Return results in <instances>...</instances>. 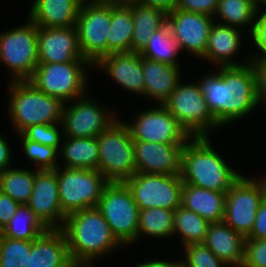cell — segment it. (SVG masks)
I'll use <instances>...</instances> for the list:
<instances>
[{
	"instance_id": "cell-24",
	"label": "cell",
	"mask_w": 266,
	"mask_h": 267,
	"mask_svg": "<svg viewBox=\"0 0 266 267\" xmlns=\"http://www.w3.org/2000/svg\"><path fill=\"white\" fill-rule=\"evenodd\" d=\"M144 97L163 104L181 82L180 68L142 57ZM181 75V76H180Z\"/></svg>"
},
{
	"instance_id": "cell-39",
	"label": "cell",
	"mask_w": 266,
	"mask_h": 267,
	"mask_svg": "<svg viewBox=\"0 0 266 267\" xmlns=\"http://www.w3.org/2000/svg\"><path fill=\"white\" fill-rule=\"evenodd\" d=\"M61 128H63L61 123L33 125L25 129L22 134L30 141L52 146L60 151L63 139V129Z\"/></svg>"
},
{
	"instance_id": "cell-30",
	"label": "cell",
	"mask_w": 266,
	"mask_h": 267,
	"mask_svg": "<svg viewBox=\"0 0 266 267\" xmlns=\"http://www.w3.org/2000/svg\"><path fill=\"white\" fill-rule=\"evenodd\" d=\"M260 8L247 0H219L215 17H220L221 23L216 20V23L232 26L241 29L242 26L250 25L248 33H252L257 14Z\"/></svg>"
},
{
	"instance_id": "cell-3",
	"label": "cell",
	"mask_w": 266,
	"mask_h": 267,
	"mask_svg": "<svg viewBox=\"0 0 266 267\" xmlns=\"http://www.w3.org/2000/svg\"><path fill=\"white\" fill-rule=\"evenodd\" d=\"M212 147L208 136L191 137L182 149L180 176L184 184L226 193L242 174Z\"/></svg>"
},
{
	"instance_id": "cell-27",
	"label": "cell",
	"mask_w": 266,
	"mask_h": 267,
	"mask_svg": "<svg viewBox=\"0 0 266 267\" xmlns=\"http://www.w3.org/2000/svg\"><path fill=\"white\" fill-rule=\"evenodd\" d=\"M132 2L111 1V24L107 32V55L131 52L133 35Z\"/></svg>"
},
{
	"instance_id": "cell-1",
	"label": "cell",
	"mask_w": 266,
	"mask_h": 267,
	"mask_svg": "<svg viewBox=\"0 0 266 267\" xmlns=\"http://www.w3.org/2000/svg\"><path fill=\"white\" fill-rule=\"evenodd\" d=\"M199 79L209 110L217 123L224 127L244 119L258 104L255 73L251 63L219 67Z\"/></svg>"
},
{
	"instance_id": "cell-18",
	"label": "cell",
	"mask_w": 266,
	"mask_h": 267,
	"mask_svg": "<svg viewBox=\"0 0 266 267\" xmlns=\"http://www.w3.org/2000/svg\"><path fill=\"white\" fill-rule=\"evenodd\" d=\"M27 205L49 229L63 227L66 215L60 205L55 170L36 171L33 191Z\"/></svg>"
},
{
	"instance_id": "cell-25",
	"label": "cell",
	"mask_w": 266,
	"mask_h": 267,
	"mask_svg": "<svg viewBox=\"0 0 266 267\" xmlns=\"http://www.w3.org/2000/svg\"><path fill=\"white\" fill-rule=\"evenodd\" d=\"M82 2L83 0H35L28 18L40 27L75 26Z\"/></svg>"
},
{
	"instance_id": "cell-37",
	"label": "cell",
	"mask_w": 266,
	"mask_h": 267,
	"mask_svg": "<svg viewBox=\"0 0 266 267\" xmlns=\"http://www.w3.org/2000/svg\"><path fill=\"white\" fill-rule=\"evenodd\" d=\"M17 135L23 144L24 155L26 154L30 161L38 165L37 170H55L60 165L57 148L30 141L22 133Z\"/></svg>"
},
{
	"instance_id": "cell-5",
	"label": "cell",
	"mask_w": 266,
	"mask_h": 267,
	"mask_svg": "<svg viewBox=\"0 0 266 267\" xmlns=\"http://www.w3.org/2000/svg\"><path fill=\"white\" fill-rule=\"evenodd\" d=\"M98 170L108 182H125L136 173L134 141L118 118L98 137Z\"/></svg>"
},
{
	"instance_id": "cell-34",
	"label": "cell",
	"mask_w": 266,
	"mask_h": 267,
	"mask_svg": "<svg viewBox=\"0 0 266 267\" xmlns=\"http://www.w3.org/2000/svg\"><path fill=\"white\" fill-rule=\"evenodd\" d=\"M35 170L9 168L0 172V190L20 204H27L33 191Z\"/></svg>"
},
{
	"instance_id": "cell-31",
	"label": "cell",
	"mask_w": 266,
	"mask_h": 267,
	"mask_svg": "<svg viewBox=\"0 0 266 267\" xmlns=\"http://www.w3.org/2000/svg\"><path fill=\"white\" fill-rule=\"evenodd\" d=\"M49 228L27 204H20L15 215L0 232L1 236L17 240H35Z\"/></svg>"
},
{
	"instance_id": "cell-48",
	"label": "cell",
	"mask_w": 266,
	"mask_h": 267,
	"mask_svg": "<svg viewBox=\"0 0 266 267\" xmlns=\"http://www.w3.org/2000/svg\"><path fill=\"white\" fill-rule=\"evenodd\" d=\"M133 267H182L181 261H163V260H147L146 262L135 264Z\"/></svg>"
},
{
	"instance_id": "cell-45",
	"label": "cell",
	"mask_w": 266,
	"mask_h": 267,
	"mask_svg": "<svg viewBox=\"0 0 266 267\" xmlns=\"http://www.w3.org/2000/svg\"><path fill=\"white\" fill-rule=\"evenodd\" d=\"M246 238L266 239V197H264L256 213L253 228Z\"/></svg>"
},
{
	"instance_id": "cell-28",
	"label": "cell",
	"mask_w": 266,
	"mask_h": 267,
	"mask_svg": "<svg viewBox=\"0 0 266 267\" xmlns=\"http://www.w3.org/2000/svg\"><path fill=\"white\" fill-rule=\"evenodd\" d=\"M133 35L131 52L140 53L151 35L167 23V13L162 9L132 2Z\"/></svg>"
},
{
	"instance_id": "cell-17",
	"label": "cell",
	"mask_w": 266,
	"mask_h": 267,
	"mask_svg": "<svg viewBox=\"0 0 266 267\" xmlns=\"http://www.w3.org/2000/svg\"><path fill=\"white\" fill-rule=\"evenodd\" d=\"M37 45L39 63L88 62L81 53L76 26H38Z\"/></svg>"
},
{
	"instance_id": "cell-23",
	"label": "cell",
	"mask_w": 266,
	"mask_h": 267,
	"mask_svg": "<svg viewBox=\"0 0 266 267\" xmlns=\"http://www.w3.org/2000/svg\"><path fill=\"white\" fill-rule=\"evenodd\" d=\"M203 243L228 267H242L245 237L224 221L209 224Z\"/></svg>"
},
{
	"instance_id": "cell-14",
	"label": "cell",
	"mask_w": 266,
	"mask_h": 267,
	"mask_svg": "<svg viewBox=\"0 0 266 267\" xmlns=\"http://www.w3.org/2000/svg\"><path fill=\"white\" fill-rule=\"evenodd\" d=\"M88 97L84 95L73 100L72 104L65 103L61 122L65 137H98L119 118L117 113L110 112Z\"/></svg>"
},
{
	"instance_id": "cell-15",
	"label": "cell",
	"mask_w": 266,
	"mask_h": 267,
	"mask_svg": "<svg viewBox=\"0 0 266 267\" xmlns=\"http://www.w3.org/2000/svg\"><path fill=\"white\" fill-rule=\"evenodd\" d=\"M157 105L137 112L132 124L125 123L133 141L186 144L191 136L163 104Z\"/></svg>"
},
{
	"instance_id": "cell-36",
	"label": "cell",
	"mask_w": 266,
	"mask_h": 267,
	"mask_svg": "<svg viewBox=\"0 0 266 267\" xmlns=\"http://www.w3.org/2000/svg\"><path fill=\"white\" fill-rule=\"evenodd\" d=\"M32 243L0 235V267H27Z\"/></svg>"
},
{
	"instance_id": "cell-50",
	"label": "cell",
	"mask_w": 266,
	"mask_h": 267,
	"mask_svg": "<svg viewBox=\"0 0 266 267\" xmlns=\"http://www.w3.org/2000/svg\"><path fill=\"white\" fill-rule=\"evenodd\" d=\"M139 0H115L116 3L138 2Z\"/></svg>"
},
{
	"instance_id": "cell-11",
	"label": "cell",
	"mask_w": 266,
	"mask_h": 267,
	"mask_svg": "<svg viewBox=\"0 0 266 267\" xmlns=\"http://www.w3.org/2000/svg\"><path fill=\"white\" fill-rule=\"evenodd\" d=\"M111 24V1H83L76 29L83 58L94 65L107 55V32Z\"/></svg>"
},
{
	"instance_id": "cell-19",
	"label": "cell",
	"mask_w": 266,
	"mask_h": 267,
	"mask_svg": "<svg viewBox=\"0 0 266 267\" xmlns=\"http://www.w3.org/2000/svg\"><path fill=\"white\" fill-rule=\"evenodd\" d=\"M184 145L134 141L136 173L180 175Z\"/></svg>"
},
{
	"instance_id": "cell-43",
	"label": "cell",
	"mask_w": 266,
	"mask_h": 267,
	"mask_svg": "<svg viewBox=\"0 0 266 267\" xmlns=\"http://www.w3.org/2000/svg\"><path fill=\"white\" fill-rule=\"evenodd\" d=\"M219 0H179L177 9L214 16Z\"/></svg>"
},
{
	"instance_id": "cell-49",
	"label": "cell",
	"mask_w": 266,
	"mask_h": 267,
	"mask_svg": "<svg viewBox=\"0 0 266 267\" xmlns=\"http://www.w3.org/2000/svg\"><path fill=\"white\" fill-rule=\"evenodd\" d=\"M247 1L252 2L253 4L257 5L261 9H262V6L264 7L266 4V0H247ZM260 5H261V7H260Z\"/></svg>"
},
{
	"instance_id": "cell-41",
	"label": "cell",
	"mask_w": 266,
	"mask_h": 267,
	"mask_svg": "<svg viewBox=\"0 0 266 267\" xmlns=\"http://www.w3.org/2000/svg\"><path fill=\"white\" fill-rule=\"evenodd\" d=\"M261 11L260 9V12L257 14L253 31L250 34L251 41L254 43L257 51L259 50L261 53L258 54L257 52L255 56L251 54V57H255L256 59H266V8Z\"/></svg>"
},
{
	"instance_id": "cell-26",
	"label": "cell",
	"mask_w": 266,
	"mask_h": 267,
	"mask_svg": "<svg viewBox=\"0 0 266 267\" xmlns=\"http://www.w3.org/2000/svg\"><path fill=\"white\" fill-rule=\"evenodd\" d=\"M226 193L183 184L181 206L200 215L209 223L224 219Z\"/></svg>"
},
{
	"instance_id": "cell-40",
	"label": "cell",
	"mask_w": 266,
	"mask_h": 267,
	"mask_svg": "<svg viewBox=\"0 0 266 267\" xmlns=\"http://www.w3.org/2000/svg\"><path fill=\"white\" fill-rule=\"evenodd\" d=\"M242 267H266V239L245 238Z\"/></svg>"
},
{
	"instance_id": "cell-32",
	"label": "cell",
	"mask_w": 266,
	"mask_h": 267,
	"mask_svg": "<svg viewBox=\"0 0 266 267\" xmlns=\"http://www.w3.org/2000/svg\"><path fill=\"white\" fill-rule=\"evenodd\" d=\"M181 48L166 23L150 37L146 47L139 53L142 57L179 67L176 61Z\"/></svg>"
},
{
	"instance_id": "cell-4",
	"label": "cell",
	"mask_w": 266,
	"mask_h": 267,
	"mask_svg": "<svg viewBox=\"0 0 266 267\" xmlns=\"http://www.w3.org/2000/svg\"><path fill=\"white\" fill-rule=\"evenodd\" d=\"M8 91V116L15 134L29 126L62 122L65 103L38 90L30 81H11Z\"/></svg>"
},
{
	"instance_id": "cell-42",
	"label": "cell",
	"mask_w": 266,
	"mask_h": 267,
	"mask_svg": "<svg viewBox=\"0 0 266 267\" xmlns=\"http://www.w3.org/2000/svg\"><path fill=\"white\" fill-rule=\"evenodd\" d=\"M251 65L255 73V85L258 104L266 106V59L251 57Z\"/></svg>"
},
{
	"instance_id": "cell-35",
	"label": "cell",
	"mask_w": 266,
	"mask_h": 267,
	"mask_svg": "<svg viewBox=\"0 0 266 267\" xmlns=\"http://www.w3.org/2000/svg\"><path fill=\"white\" fill-rule=\"evenodd\" d=\"M209 224L200 215L182 206L174 210V236H181L183 247L192 243H203Z\"/></svg>"
},
{
	"instance_id": "cell-2",
	"label": "cell",
	"mask_w": 266,
	"mask_h": 267,
	"mask_svg": "<svg viewBox=\"0 0 266 267\" xmlns=\"http://www.w3.org/2000/svg\"><path fill=\"white\" fill-rule=\"evenodd\" d=\"M61 230L67 238L71 260L77 267H92L93 261L121 247L97 207L67 215Z\"/></svg>"
},
{
	"instance_id": "cell-21",
	"label": "cell",
	"mask_w": 266,
	"mask_h": 267,
	"mask_svg": "<svg viewBox=\"0 0 266 267\" xmlns=\"http://www.w3.org/2000/svg\"><path fill=\"white\" fill-rule=\"evenodd\" d=\"M241 32L239 28L214 22L208 37L205 55L201 59L208 60L217 67L241 66L249 63L251 56H247L243 63L233 60L236 59L234 57L236 53L238 54V51L242 49Z\"/></svg>"
},
{
	"instance_id": "cell-12",
	"label": "cell",
	"mask_w": 266,
	"mask_h": 267,
	"mask_svg": "<svg viewBox=\"0 0 266 267\" xmlns=\"http://www.w3.org/2000/svg\"><path fill=\"white\" fill-rule=\"evenodd\" d=\"M256 179L241 175L226 192L223 221L245 238L253 228L265 197L263 183L260 178Z\"/></svg>"
},
{
	"instance_id": "cell-51",
	"label": "cell",
	"mask_w": 266,
	"mask_h": 267,
	"mask_svg": "<svg viewBox=\"0 0 266 267\" xmlns=\"http://www.w3.org/2000/svg\"><path fill=\"white\" fill-rule=\"evenodd\" d=\"M261 178H260V180L263 183V186H264V189H265V197H266V176H265V178L263 176Z\"/></svg>"
},
{
	"instance_id": "cell-20",
	"label": "cell",
	"mask_w": 266,
	"mask_h": 267,
	"mask_svg": "<svg viewBox=\"0 0 266 267\" xmlns=\"http://www.w3.org/2000/svg\"><path fill=\"white\" fill-rule=\"evenodd\" d=\"M93 66L104 70L125 91L144 96L142 56L139 53H112L100 58Z\"/></svg>"
},
{
	"instance_id": "cell-44",
	"label": "cell",
	"mask_w": 266,
	"mask_h": 267,
	"mask_svg": "<svg viewBox=\"0 0 266 267\" xmlns=\"http://www.w3.org/2000/svg\"><path fill=\"white\" fill-rule=\"evenodd\" d=\"M20 203L0 190V232L15 215Z\"/></svg>"
},
{
	"instance_id": "cell-16",
	"label": "cell",
	"mask_w": 266,
	"mask_h": 267,
	"mask_svg": "<svg viewBox=\"0 0 266 267\" xmlns=\"http://www.w3.org/2000/svg\"><path fill=\"white\" fill-rule=\"evenodd\" d=\"M214 17L201 13L175 9L167 14V23L179 46L189 54L202 58L205 55Z\"/></svg>"
},
{
	"instance_id": "cell-22",
	"label": "cell",
	"mask_w": 266,
	"mask_h": 267,
	"mask_svg": "<svg viewBox=\"0 0 266 267\" xmlns=\"http://www.w3.org/2000/svg\"><path fill=\"white\" fill-rule=\"evenodd\" d=\"M27 267H76L61 229H49L33 240Z\"/></svg>"
},
{
	"instance_id": "cell-7",
	"label": "cell",
	"mask_w": 266,
	"mask_h": 267,
	"mask_svg": "<svg viewBox=\"0 0 266 267\" xmlns=\"http://www.w3.org/2000/svg\"><path fill=\"white\" fill-rule=\"evenodd\" d=\"M90 67V62L39 63L28 81L43 93L67 103L86 95V72Z\"/></svg>"
},
{
	"instance_id": "cell-46",
	"label": "cell",
	"mask_w": 266,
	"mask_h": 267,
	"mask_svg": "<svg viewBox=\"0 0 266 267\" xmlns=\"http://www.w3.org/2000/svg\"><path fill=\"white\" fill-rule=\"evenodd\" d=\"M0 134V172L11 168V149L10 143Z\"/></svg>"
},
{
	"instance_id": "cell-10",
	"label": "cell",
	"mask_w": 266,
	"mask_h": 267,
	"mask_svg": "<svg viewBox=\"0 0 266 267\" xmlns=\"http://www.w3.org/2000/svg\"><path fill=\"white\" fill-rule=\"evenodd\" d=\"M55 171L60 205L66 216L86 208L97 207L102 191L108 183L99 170L62 168L59 165Z\"/></svg>"
},
{
	"instance_id": "cell-33",
	"label": "cell",
	"mask_w": 266,
	"mask_h": 267,
	"mask_svg": "<svg viewBox=\"0 0 266 267\" xmlns=\"http://www.w3.org/2000/svg\"><path fill=\"white\" fill-rule=\"evenodd\" d=\"M144 234L158 239L174 236V211L163 208L139 210L137 240Z\"/></svg>"
},
{
	"instance_id": "cell-52",
	"label": "cell",
	"mask_w": 266,
	"mask_h": 267,
	"mask_svg": "<svg viewBox=\"0 0 266 267\" xmlns=\"http://www.w3.org/2000/svg\"><path fill=\"white\" fill-rule=\"evenodd\" d=\"M83 1H113L115 2V0H83Z\"/></svg>"
},
{
	"instance_id": "cell-13",
	"label": "cell",
	"mask_w": 266,
	"mask_h": 267,
	"mask_svg": "<svg viewBox=\"0 0 266 267\" xmlns=\"http://www.w3.org/2000/svg\"><path fill=\"white\" fill-rule=\"evenodd\" d=\"M125 183L139 210L163 208L174 211L181 206L184 183L180 175L135 173Z\"/></svg>"
},
{
	"instance_id": "cell-47",
	"label": "cell",
	"mask_w": 266,
	"mask_h": 267,
	"mask_svg": "<svg viewBox=\"0 0 266 267\" xmlns=\"http://www.w3.org/2000/svg\"><path fill=\"white\" fill-rule=\"evenodd\" d=\"M138 2L145 6L162 9L168 14L177 9L179 0H139Z\"/></svg>"
},
{
	"instance_id": "cell-9",
	"label": "cell",
	"mask_w": 266,
	"mask_h": 267,
	"mask_svg": "<svg viewBox=\"0 0 266 267\" xmlns=\"http://www.w3.org/2000/svg\"><path fill=\"white\" fill-rule=\"evenodd\" d=\"M191 137L209 136L211 129L221 128L209 110L199 84L179 82L163 103Z\"/></svg>"
},
{
	"instance_id": "cell-38",
	"label": "cell",
	"mask_w": 266,
	"mask_h": 267,
	"mask_svg": "<svg viewBox=\"0 0 266 267\" xmlns=\"http://www.w3.org/2000/svg\"><path fill=\"white\" fill-rule=\"evenodd\" d=\"M182 267H227L204 243H192L184 246Z\"/></svg>"
},
{
	"instance_id": "cell-6",
	"label": "cell",
	"mask_w": 266,
	"mask_h": 267,
	"mask_svg": "<svg viewBox=\"0 0 266 267\" xmlns=\"http://www.w3.org/2000/svg\"><path fill=\"white\" fill-rule=\"evenodd\" d=\"M97 208L121 245L137 242L139 208L125 182H108Z\"/></svg>"
},
{
	"instance_id": "cell-29",
	"label": "cell",
	"mask_w": 266,
	"mask_h": 267,
	"mask_svg": "<svg viewBox=\"0 0 266 267\" xmlns=\"http://www.w3.org/2000/svg\"><path fill=\"white\" fill-rule=\"evenodd\" d=\"M63 139L59 157L62 158L64 167L98 170L99 144L97 137H64Z\"/></svg>"
},
{
	"instance_id": "cell-8",
	"label": "cell",
	"mask_w": 266,
	"mask_h": 267,
	"mask_svg": "<svg viewBox=\"0 0 266 267\" xmlns=\"http://www.w3.org/2000/svg\"><path fill=\"white\" fill-rule=\"evenodd\" d=\"M24 25L0 33V62L9 72L11 81L29 80L39 64L38 26L27 17Z\"/></svg>"
}]
</instances>
